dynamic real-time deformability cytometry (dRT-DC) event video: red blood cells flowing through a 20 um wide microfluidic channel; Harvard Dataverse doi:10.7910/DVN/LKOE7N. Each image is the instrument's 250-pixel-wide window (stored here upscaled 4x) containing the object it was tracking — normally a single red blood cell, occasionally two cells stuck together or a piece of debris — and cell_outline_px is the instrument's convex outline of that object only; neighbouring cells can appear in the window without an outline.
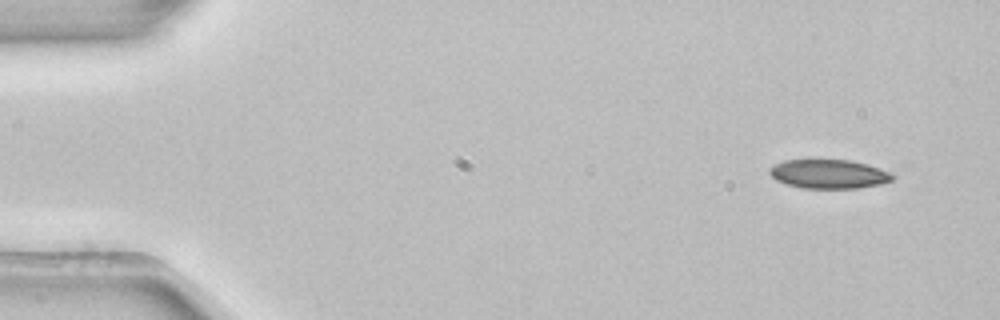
{"species": "common noctule bat (a hibernating species)", "species_latin": "Nyctalus noctula", "temperature_condition": "room temperature", "stored_images_in_passage": 4, "camera_frame_rate_fps": 3000, "um_per_image_px": 0.085, "animal": {"sex": "female", "body_mass_g": 22.7, "forearm_length_mm": 54.2}, "frame": {"image": 1, "passage_image": 1, "time_ms": 0.0, "image_size_px": [1000, 320], "cell_outline_px": [[892, 180], [880, 184], [856, 188], [800, 188], [776, 180], [768, 172], [768, 168], [784, 160], [848, 160], [868, 164], [880, 168], [888, 172], [892, 176]], "centroid_in_image_um": [70.41, 14.79], "position_along_channel_um": 14.6, "area_um2": 20.58}}
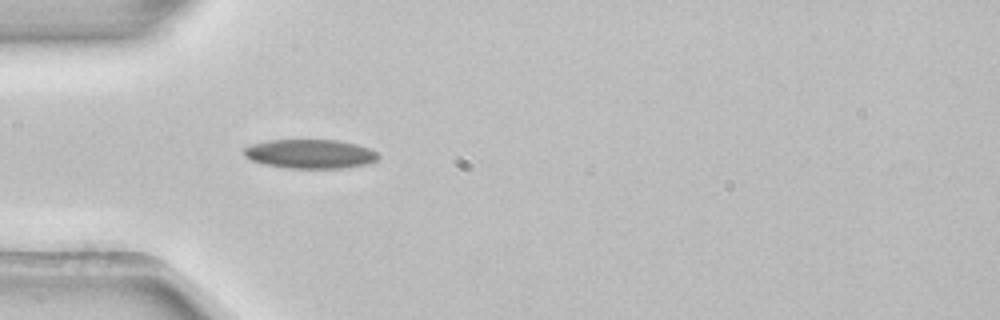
{"frame": {"image": 2, "passage_image": 4, "time_ms": 1.0, "image_size_px": [1000, 320], "cell_outline_px": [[380, 156], [376, 160], [368, 164], [344, 168], [284, 168], [264, 164], [252, 160], [244, 156], [244, 148], [252, 144], [268, 140], [336, 140], [356, 144], [368, 148], [376, 152]], "centroid_in_image_um": [26.36, 13.09], "position_along_channel_um": 58.6, "area_um2": 22.77}}